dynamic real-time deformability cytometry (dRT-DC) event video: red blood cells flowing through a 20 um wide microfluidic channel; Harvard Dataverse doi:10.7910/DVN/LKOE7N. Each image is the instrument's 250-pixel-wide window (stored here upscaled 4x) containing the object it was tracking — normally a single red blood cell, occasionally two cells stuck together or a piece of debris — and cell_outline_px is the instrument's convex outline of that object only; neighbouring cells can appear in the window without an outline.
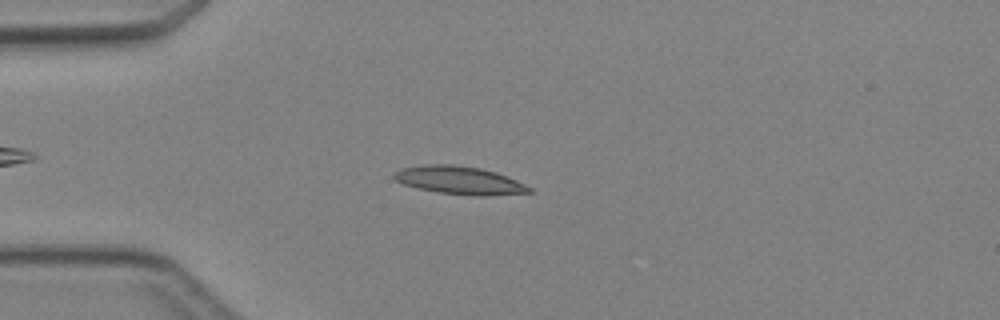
{"species": "Egyptian fruit bat (a non-hibernating species)", "species_latin": "Rousettus aegyptiacus", "temperature_condition": "cold", "stored_images_in_passage": 2, "camera_frame_rate_fps": 3000, "um_per_image_px": 0.085, "animal": {"sex": "female"}, "frame": {"image": 1, "passage_image": 2, "time_ms": 1.0, "image_size_px": [1000, 320], "cell_outline_px": [[532, 192], [484, 196], [472, 196], [440, 192], [420, 188], [404, 184], [396, 180], [392, 176], [392, 172], [400, 168], [420, 164], [452, 164], [480, 168], [496, 172], [508, 176], [532, 188]], "centroid_in_image_um": [39.03, 15.31], "position_along_channel_um": 46.0, "area_um2": 22.14}}